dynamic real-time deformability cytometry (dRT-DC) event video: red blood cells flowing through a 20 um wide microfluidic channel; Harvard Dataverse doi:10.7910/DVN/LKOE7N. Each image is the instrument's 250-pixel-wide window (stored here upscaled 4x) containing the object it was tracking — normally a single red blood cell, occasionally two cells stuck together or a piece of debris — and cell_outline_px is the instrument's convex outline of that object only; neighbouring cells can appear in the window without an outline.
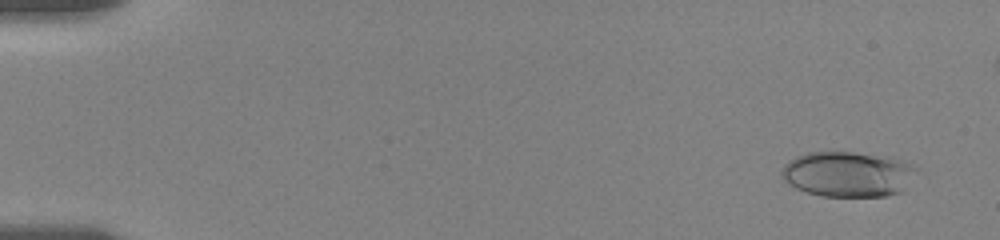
{"species": "human", "species_latin": "Homo sapiens", "temperature_condition": "room temperature", "stored_images_in_passage": 28, "camera_frame_rate_fps": 3000, "um_per_image_px": 0.085, "donor": {"sex": "female"}, "frame": {"image": 1, "passage_image": 2, "time_ms": 0.667, "image_size_px": [1000, 240], "cell_outline_px": [[916, 168], [904, 192], [888, 196], [820, 196], [796, 188], [784, 180], [780, 172], [784, 164], [796, 156], [808, 152], [852, 152], [892, 156], [904, 160]], "centroid_in_image_um": [72.08, 14.79], "position_along_channel_um": 12.9, "area_um2": 35.84}}
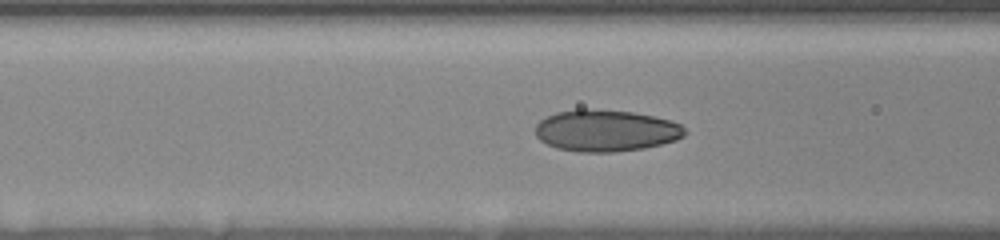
{"frame": {"image": 2, "passage_image": 16, "time_ms": 7.333, "image_size_px": [1000, 240], "cell_outline_px": [[688, 132], [684, 136], [676, 140], [644, 148], [612, 152], [580, 152], [556, 148], [540, 140], [536, 136], [536, 124], [540, 120], [556, 112], [576, 108], [584, 108], [632, 112], [672, 120], [680, 124]], "centroid_in_image_um": [51.5, 11.09], "position_along_channel_um": 115.1, "area_um2": 36.41}}
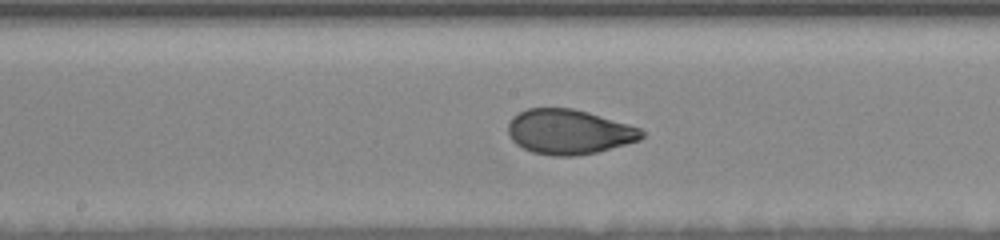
{"frame": {"image": 3, "passage_image": 25, "time_ms": 9.667, "image_size_px": [1000, 240], "cell_outline_px": [[644, 136], [640, 140], [596, 152], [576, 156], [552, 156], [532, 152], [516, 144], [512, 140], [508, 132], [508, 124], [512, 116], [528, 108], [572, 108], [588, 112], [628, 124], [640, 128], [644, 132]], "centroid_in_image_um": [48.35, 11.2], "position_along_channel_um": 199.9, "area_um2": 34.85}}